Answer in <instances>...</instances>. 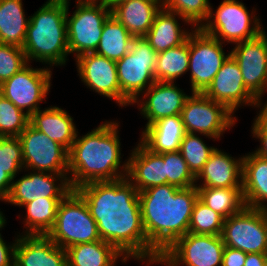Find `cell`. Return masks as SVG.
Segmentation results:
<instances>
[{"mask_svg": "<svg viewBox=\"0 0 267 266\" xmlns=\"http://www.w3.org/2000/svg\"><path fill=\"white\" fill-rule=\"evenodd\" d=\"M75 191L85 200L101 240L127 260L145 261L147 266L159 261L161 254L148 242L144 231L139 192L127 177L90 182Z\"/></svg>", "mask_w": 267, "mask_h": 266, "instance_id": "6da1fadb", "label": "cell"}, {"mask_svg": "<svg viewBox=\"0 0 267 266\" xmlns=\"http://www.w3.org/2000/svg\"><path fill=\"white\" fill-rule=\"evenodd\" d=\"M118 121H105L83 136L76 134L68 151V180L72 190L95 181L127 176L128 159L122 163Z\"/></svg>", "mask_w": 267, "mask_h": 266, "instance_id": "7a4b0ae2", "label": "cell"}, {"mask_svg": "<svg viewBox=\"0 0 267 266\" xmlns=\"http://www.w3.org/2000/svg\"><path fill=\"white\" fill-rule=\"evenodd\" d=\"M197 199L196 186L178 188L165 184L139 192L147 240L160 254L189 232L191 214Z\"/></svg>", "mask_w": 267, "mask_h": 266, "instance_id": "3957f363", "label": "cell"}, {"mask_svg": "<svg viewBox=\"0 0 267 266\" xmlns=\"http://www.w3.org/2000/svg\"><path fill=\"white\" fill-rule=\"evenodd\" d=\"M66 13L67 5L45 2L29 16L22 47L28 63L41 62L43 65L48 64L50 69L52 66L66 65L70 55Z\"/></svg>", "mask_w": 267, "mask_h": 266, "instance_id": "277c9868", "label": "cell"}, {"mask_svg": "<svg viewBox=\"0 0 267 266\" xmlns=\"http://www.w3.org/2000/svg\"><path fill=\"white\" fill-rule=\"evenodd\" d=\"M254 9L249 13L241 1L223 0L214 11L210 5L209 16L200 29L224 44L251 40L265 31Z\"/></svg>", "mask_w": 267, "mask_h": 266, "instance_id": "5b68a950", "label": "cell"}, {"mask_svg": "<svg viewBox=\"0 0 267 266\" xmlns=\"http://www.w3.org/2000/svg\"><path fill=\"white\" fill-rule=\"evenodd\" d=\"M47 236L63 249L101 240L96 221L85 200L75 190L60 201L54 227Z\"/></svg>", "mask_w": 267, "mask_h": 266, "instance_id": "8992f818", "label": "cell"}, {"mask_svg": "<svg viewBox=\"0 0 267 266\" xmlns=\"http://www.w3.org/2000/svg\"><path fill=\"white\" fill-rule=\"evenodd\" d=\"M157 54L144 37H139L132 40L130 51L116 62L120 91L131 104L156 82Z\"/></svg>", "mask_w": 267, "mask_h": 266, "instance_id": "52a82bcc", "label": "cell"}, {"mask_svg": "<svg viewBox=\"0 0 267 266\" xmlns=\"http://www.w3.org/2000/svg\"><path fill=\"white\" fill-rule=\"evenodd\" d=\"M69 6L66 13L69 54L77 58L84 53L95 52L111 9L104 2H81L76 3V10L70 16Z\"/></svg>", "mask_w": 267, "mask_h": 266, "instance_id": "ba28073f", "label": "cell"}, {"mask_svg": "<svg viewBox=\"0 0 267 266\" xmlns=\"http://www.w3.org/2000/svg\"><path fill=\"white\" fill-rule=\"evenodd\" d=\"M233 115L203 93H191L180 114L186 133L204 135L213 141L220 140L234 126L237 118Z\"/></svg>", "mask_w": 267, "mask_h": 266, "instance_id": "9c48e42d", "label": "cell"}, {"mask_svg": "<svg viewBox=\"0 0 267 266\" xmlns=\"http://www.w3.org/2000/svg\"><path fill=\"white\" fill-rule=\"evenodd\" d=\"M225 244L221 235L187 233L176 239L156 264L164 266H222Z\"/></svg>", "mask_w": 267, "mask_h": 266, "instance_id": "30bf717a", "label": "cell"}, {"mask_svg": "<svg viewBox=\"0 0 267 266\" xmlns=\"http://www.w3.org/2000/svg\"><path fill=\"white\" fill-rule=\"evenodd\" d=\"M218 39L195 28L189 35V67L192 93H203L231 55Z\"/></svg>", "mask_w": 267, "mask_h": 266, "instance_id": "8fae6325", "label": "cell"}, {"mask_svg": "<svg viewBox=\"0 0 267 266\" xmlns=\"http://www.w3.org/2000/svg\"><path fill=\"white\" fill-rule=\"evenodd\" d=\"M221 237L226 247L267 253V210L245 206L225 219Z\"/></svg>", "mask_w": 267, "mask_h": 266, "instance_id": "7c38bea8", "label": "cell"}, {"mask_svg": "<svg viewBox=\"0 0 267 266\" xmlns=\"http://www.w3.org/2000/svg\"><path fill=\"white\" fill-rule=\"evenodd\" d=\"M52 69L33 68L27 64L18 73L0 84V94L29 116L37 112L51 87ZM25 109V110H24Z\"/></svg>", "mask_w": 267, "mask_h": 266, "instance_id": "4fadbf2b", "label": "cell"}, {"mask_svg": "<svg viewBox=\"0 0 267 266\" xmlns=\"http://www.w3.org/2000/svg\"><path fill=\"white\" fill-rule=\"evenodd\" d=\"M24 170L68 175V151L30 124L18 136Z\"/></svg>", "mask_w": 267, "mask_h": 266, "instance_id": "5bb4252c", "label": "cell"}, {"mask_svg": "<svg viewBox=\"0 0 267 266\" xmlns=\"http://www.w3.org/2000/svg\"><path fill=\"white\" fill-rule=\"evenodd\" d=\"M209 99L223 104L234 114L238 107L253 106L260 108L265 103H261L246 87L243 80L239 64L230 55L223 63L213 81L203 92ZM264 104V105H263Z\"/></svg>", "mask_w": 267, "mask_h": 266, "instance_id": "9a60e30c", "label": "cell"}, {"mask_svg": "<svg viewBox=\"0 0 267 266\" xmlns=\"http://www.w3.org/2000/svg\"><path fill=\"white\" fill-rule=\"evenodd\" d=\"M75 61L79 78L87 88L114 100L119 107L132 105L120 91L115 61L95 52L79 55Z\"/></svg>", "mask_w": 267, "mask_h": 266, "instance_id": "2e32d148", "label": "cell"}, {"mask_svg": "<svg viewBox=\"0 0 267 266\" xmlns=\"http://www.w3.org/2000/svg\"><path fill=\"white\" fill-rule=\"evenodd\" d=\"M72 191L68 175L31 170L12 181L6 202L23 207L43 198H64Z\"/></svg>", "mask_w": 267, "mask_h": 266, "instance_id": "e0dca14e", "label": "cell"}, {"mask_svg": "<svg viewBox=\"0 0 267 266\" xmlns=\"http://www.w3.org/2000/svg\"><path fill=\"white\" fill-rule=\"evenodd\" d=\"M239 64L245 87L262 103L267 91V35L235 44L230 51Z\"/></svg>", "mask_w": 267, "mask_h": 266, "instance_id": "ac0fdd59", "label": "cell"}, {"mask_svg": "<svg viewBox=\"0 0 267 266\" xmlns=\"http://www.w3.org/2000/svg\"><path fill=\"white\" fill-rule=\"evenodd\" d=\"M189 96L175 82L156 81L140 96L143 100L137 99L132 105L136 103L148 121L146 128L162 118L180 115Z\"/></svg>", "mask_w": 267, "mask_h": 266, "instance_id": "d6986e66", "label": "cell"}, {"mask_svg": "<svg viewBox=\"0 0 267 266\" xmlns=\"http://www.w3.org/2000/svg\"><path fill=\"white\" fill-rule=\"evenodd\" d=\"M128 159L127 179L138 192L154 186L167 184L164 153L148 149L140 140Z\"/></svg>", "mask_w": 267, "mask_h": 266, "instance_id": "ffe728a7", "label": "cell"}, {"mask_svg": "<svg viewBox=\"0 0 267 266\" xmlns=\"http://www.w3.org/2000/svg\"><path fill=\"white\" fill-rule=\"evenodd\" d=\"M14 266H67L66 250L48 236L19 233Z\"/></svg>", "mask_w": 267, "mask_h": 266, "instance_id": "44dd1931", "label": "cell"}, {"mask_svg": "<svg viewBox=\"0 0 267 266\" xmlns=\"http://www.w3.org/2000/svg\"><path fill=\"white\" fill-rule=\"evenodd\" d=\"M242 160L218 148L195 177L196 187L242 188ZM200 181V184L198 182Z\"/></svg>", "mask_w": 267, "mask_h": 266, "instance_id": "7402d4cb", "label": "cell"}, {"mask_svg": "<svg viewBox=\"0 0 267 266\" xmlns=\"http://www.w3.org/2000/svg\"><path fill=\"white\" fill-rule=\"evenodd\" d=\"M73 120L63 108L50 106L32 113L29 124L69 151L78 132Z\"/></svg>", "mask_w": 267, "mask_h": 266, "instance_id": "603a6c76", "label": "cell"}, {"mask_svg": "<svg viewBox=\"0 0 267 266\" xmlns=\"http://www.w3.org/2000/svg\"><path fill=\"white\" fill-rule=\"evenodd\" d=\"M162 0H128L116 4L111 15L123 24L134 38L144 37L150 30Z\"/></svg>", "mask_w": 267, "mask_h": 266, "instance_id": "cb8c5ba5", "label": "cell"}, {"mask_svg": "<svg viewBox=\"0 0 267 266\" xmlns=\"http://www.w3.org/2000/svg\"><path fill=\"white\" fill-rule=\"evenodd\" d=\"M177 16V17H176ZM178 18V19H177ZM182 20L189 25V21L180 15L166 10L164 7L157 13L153 24L144 39L157 53L167 49L175 48L187 41L189 35L195 28L190 30L182 29L178 20Z\"/></svg>", "mask_w": 267, "mask_h": 266, "instance_id": "d4e9b609", "label": "cell"}, {"mask_svg": "<svg viewBox=\"0 0 267 266\" xmlns=\"http://www.w3.org/2000/svg\"><path fill=\"white\" fill-rule=\"evenodd\" d=\"M242 191L247 207L267 210V159L254 152L243 156Z\"/></svg>", "mask_w": 267, "mask_h": 266, "instance_id": "484cf974", "label": "cell"}, {"mask_svg": "<svg viewBox=\"0 0 267 266\" xmlns=\"http://www.w3.org/2000/svg\"><path fill=\"white\" fill-rule=\"evenodd\" d=\"M140 141L152 152L162 154L180 150L185 135L180 115L162 118L141 131Z\"/></svg>", "mask_w": 267, "mask_h": 266, "instance_id": "4316f807", "label": "cell"}, {"mask_svg": "<svg viewBox=\"0 0 267 266\" xmlns=\"http://www.w3.org/2000/svg\"><path fill=\"white\" fill-rule=\"evenodd\" d=\"M65 250L67 266H116L119 259L122 263L128 261L115 247L103 240L77 244Z\"/></svg>", "mask_w": 267, "mask_h": 266, "instance_id": "83f0119b", "label": "cell"}, {"mask_svg": "<svg viewBox=\"0 0 267 266\" xmlns=\"http://www.w3.org/2000/svg\"><path fill=\"white\" fill-rule=\"evenodd\" d=\"M22 0H0V43L23 47L30 17Z\"/></svg>", "mask_w": 267, "mask_h": 266, "instance_id": "f1b7e54d", "label": "cell"}, {"mask_svg": "<svg viewBox=\"0 0 267 266\" xmlns=\"http://www.w3.org/2000/svg\"><path fill=\"white\" fill-rule=\"evenodd\" d=\"M63 198H43L31 201L23 206L26 209L23 218L24 230L21 235L47 236L56 221L57 209ZM26 226V227H25Z\"/></svg>", "mask_w": 267, "mask_h": 266, "instance_id": "f546056e", "label": "cell"}, {"mask_svg": "<svg viewBox=\"0 0 267 266\" xmlns=\"http://www.w3.org/2000/svg\"><path fill=\"white\" fill-rule=\"evenodd\" d=\"M133 39L127 28L110 15L104 22L102 36L95 53L117 62L130 51Z\"/></svg>", "mask_w": 267, "mask_h": 266, "instance_id": "4dcf8cb0", "label": "cell"}, {"mask_svg": "<svg viewBox=\"0 0 267 266\" xmlns=\"http://www.w3.org/2000/svg\"><path fill=\"white\" fill-rule=\"evenodd\" d=\"M197 190L198 199L225 219L246 206L242 188L197 187Z\"/></svg>", "mask_w": 267, "mask_h": 266, "instance_id": "1f68e13d", "label": "cell"}, {"mask_svg": "<svg viewBox=\"0 0 267 266\" xmlns=\"http://www.w3.org/2000/svg\"><path fill=\"white\" fill-rule=\"evenodd\" d=\"M189 37L178 47L167 49L157 54L155 79L161 82H174L188 72Z\"/></svg>", "mask_w": 267, "mask_h": 266, "instance_id": "d6a6232c", "label": "cell"}, {"mask_svg": "<svg viewBox=\"0 0 267 266\" xmlns=\"http://www.w3.org/2000/svg\"><path fill=\"white\" fill-rule=\"evenodd\" d=\"M215 149L214 146H207L199 134L185 133L179 151L196 177Z\"/></svg>", "mask_w": 267, "mask_h": 266, "instance_id": "836d02e7", "label": "cell"}, {"mask_svg": "<svg viewBox=\"0 0 267 266\" xmlns=\"http://www.w3.org/2000/svg\"><path fill=\"white\" fill-rule=\"evenodd\" d=\"M225 218L202 203L194 204L189 224V233L202 235H221Z\"/></svg>", "mask_w": 267, "mask_h": 266, "instance_id": "e575fe53", "label": "cell"}, {"mask_svg": "<svg viewBox=\"0 0 267 266\" xmlns=\"http://www.w3.org/2000/svg\"><path fill=\"white\" fill-rule=\"evenodd\" d=\"M163 7L187 21L191 27L200 28L207 20L211 3L209 0H162Z\"/></svg>", "mask_w": 267, "mask_h": 266, "instance_id": "d590c367", "label": "cell"}, {"mask_svg": "<svg viewBox=\"0 0 267 266\" xmlns=\"http://www.w3.org/2000/svg\"><path fill=\"white\" fill-rule=\"evenodd\" d=\"M30 116L0 94V137H18L29 125Z\"/></svg>", "mask_w": 267, "mask_h": 266, "instance_id": "8d00e7d4", "label": "cell"}, {"mask_svg": "<svg viewBox=\"0 0 267 266\" xmlns=\"http://www.w3.org/2000/svg\"><path fill=\"white\" fill-rule=\"evenodd\" d=\"M164 163L167 175V184L178 188H189L195 186V176L189 170L180 151L165 152Z\"/></svg>", "mask_w": 267, "mask_h": 266, "instance_id": "74e56055", "label": "cell"}, {"mask_svg": "<svg viewBox=\"0 0 267 266\" xmlns=\"http://www.w3.org/2000/svg\"><path fill=\"white\" fill-rule=\"evenodd\" d=\"M0 168L15 179L24 169L22 146L18 137H0Z\"/></svg>", "mask_w": 267, "mask_h": 266, "instance_id": "f35d334b", "label": "cell"}, {"mask_svg": "<svg viewBox=\"0 0 267 266\" xmlns=\"http://www.w3.org/2000/svg\"><path fill=\"white\" fill-rule=\"evenodd\" d=\"M28 64L25 52L19 46L0 43V84Z\"/></svg>", "mask_w": 267, "mask_h": 266, "instance_id": "ab89813d", "label": "cell"}, {"mask_svg": "<svg viewBox=\"0 0 267 266\" xmlns=\"http://www.w3.org/2000/svg\"><path fill=\"white\" fill-rule=\"evenodd\" d=\"M258 112L251 126L252 137L260 142L254 153L267 159V105L262 106Z\"/></svg>", "mask_w": 267, "mask_h": 266, "instance_id": "60d3db41", "label": "cell"}, {"mask_svg": "<svg viewBox=\"0 0 267 266\" xmlns=\"http://www.w3.org/2000/svg\"><path fill=\"white\" fill-rule=\"evenodd\" d=\"M246 256L247 253L242 250L225 246L222 266H244Z\"/></svg>", "mask_w": 267, "mask_h": 266, "instance_id": "b9f144b4", "label": "cell"}, {"mask_svg": "<svg viewBox=\"0 0 267 266\" xmlns=\"http://www.w3.org/2000/svg\"><path fill=\"white\" fill-rule=\"evenodd\" d=\"M17 238L18 234L14 243L7 244L0 233V266H14Z\"/></svg>", "mask_w": 267, "mask_h": 266, "instance_id": "7bdbcfd3", "label": "cell"}, {"mask_svg": "<svg viewBox=\"0 0 267 266\" xmlns=\"http://www.w3.org/2000/svg\"><path fill=\"white\" fill-rule=\"evenodd\" d=\"M13 179L6 173V169L0 168V201L6 202Z\"/></svg>", "mask_w": 267, "mask_h": 266, "instance_id": "ee69618b", "label": "cell"}, {"mask_svg": "<svg viewBox=\"0 0 267 266\" xmlns=\"http://www.w3.org/2000/svg\"><path fill=\"white\" fill-rule=\"evenodd\" d=\"M244 266H267V253H247Z\"/></svg>", "mask_w": 267, "mask_h": 266, "instance_id": "f6af8a7d", "label": "cell"}, {"mask_svg": "<svg viewBox=\"0 0 267 266\" xmlns=\"http://www.w3.org/2000/svg\"><path fill=\"white\" fill-rule=\"evenodd\" d=\"M128 0H106L104 3L110 8L112 9L116 4L125 2Z\"/></svg>", "mask_w": 267, "mask_h": 266, "instance_id": "bcb514c9", "label": "cell"}, {"mask_svg": "<svg viewBox=\"0 0 267 266\" xmlns=\"http://www.w3.org/2000/svg\"><path fill=\"white\" fill-rule=\"evenodd\" d=\"M70 0H47L46 2L49 3H57V4H65V5H69ZM82 0H77L76 3H81Z\"/></svg>", "mask_w": 267, "mask_h": 266, "instance_id": "7dc6e473", "label": "cell"}, {"mask_svg": "<svg viewBox=\"0 0 267 266\" xmlns=\"http://www.w3.org/2000/svg\"><path fill=\"white\" fill-rule=\"evenodd\" d=\"M6 223H7L6 218H5L4 214L2 213V211H0V231L2 230V228L5 227Z\"/></svg>", "mask_w": 267, "mask_h": 266, "instance_id": "c3c4849f", "label": "cell"}, {"mask_svg": "<svg viewBox=\"0 0 267 266\" xmlns=\"http://www.w3.org/2000/svg\"><path fill=\"white\" fill-rule=\"evenodd\" d=\"M106 0H82V2H105Z\"/></svg>", "mask_w": 267, "mask_h": 266, "instance_id": "681fc988", "label": "cell"}]
</instances>
